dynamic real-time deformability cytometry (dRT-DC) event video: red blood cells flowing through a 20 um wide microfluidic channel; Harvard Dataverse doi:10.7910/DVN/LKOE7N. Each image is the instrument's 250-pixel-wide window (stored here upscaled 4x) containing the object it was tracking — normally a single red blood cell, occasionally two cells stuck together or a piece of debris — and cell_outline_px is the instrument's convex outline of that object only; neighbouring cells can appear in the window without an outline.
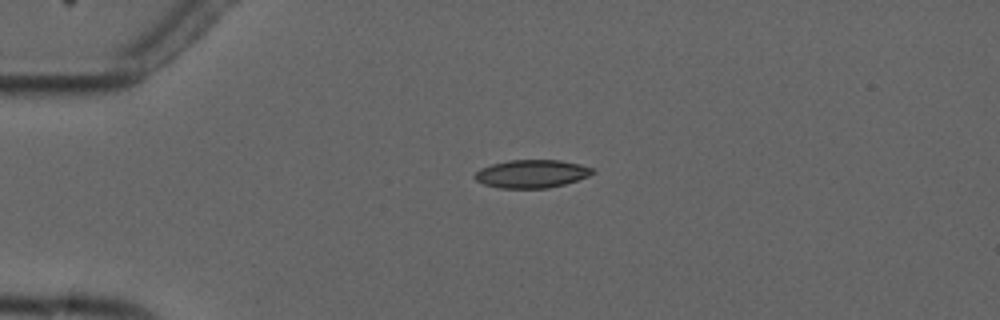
{"species": "common noctule bat (a hibernating species)", "species_latin": "Nyctalus noctula", "temperature_condition": "cold", "stored_images_in_passage": 4, "camera_frame_rate_fps": 3000, "um_per_image_px": 0.085, "animal": {"sex": "male", "forearm_length_mm": 52.5}, "frame": {"image": 1, "passage_image": 2, "time_ms": 1.0, "image_size_px": [1000, 320], "cell_outline_px": [[596, 172], [588, 176], [564, 184], [548, 188], [500, 188], [484, 184], [476, 180], [472, 176], [480, 168], [492, 164], [508, 160], [560, 160], [580, 164], [596, 168]], "centroid_in_image_um": [45.2, 14.76], "position_along_channel_um": 39.8, "area_um2": 19.36}}
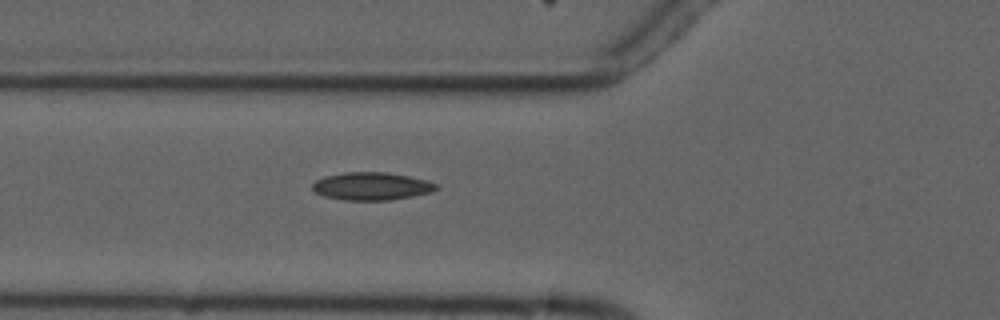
{"frame": {"image": 2, "passage_image": 4, "time_ms": 3.333, "image_size_px": [1000, 320], "cell_outline_px": [[440, 188], [432, 192], [412, 196], [388, 200], [344, 200], [324, 196], [316, 192], [312, 188], [312, 184], [316, 180], [324, 176], [344, 172], [384, 172], [408, 176], [428, 180], [440, 184]], "centroid_in_image_um": [31.62, 15.82], "position_along_channel_um": 94.2, "area_um2": 20.17}}